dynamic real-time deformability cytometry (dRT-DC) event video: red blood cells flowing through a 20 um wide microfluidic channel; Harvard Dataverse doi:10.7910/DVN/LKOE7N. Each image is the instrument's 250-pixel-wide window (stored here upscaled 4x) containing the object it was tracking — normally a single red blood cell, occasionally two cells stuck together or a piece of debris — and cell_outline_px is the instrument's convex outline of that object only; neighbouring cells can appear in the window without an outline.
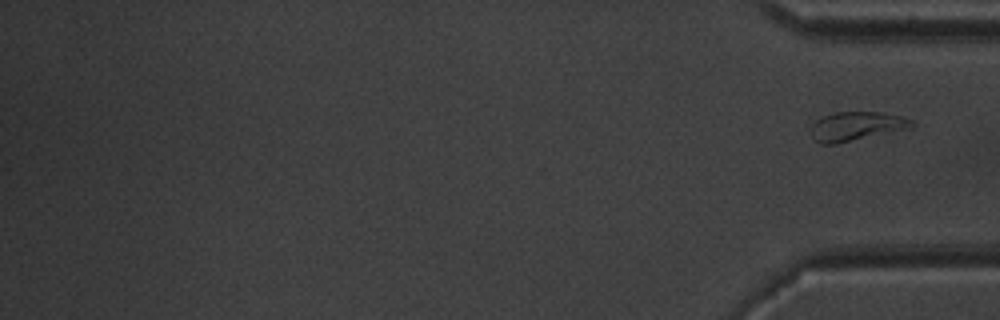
{"species": "common noctule bat (a hibernating species)", "species_latin": "Nyctalus noctula", "temperature_condition": "warm", "stored_images_in_passage": 49, "segment_of_instrument_passage": [2, 2], "camera_frame_rate_fps": 3000, "um_per_image_px": 0.085, "animal": {"sex": "male", "body_mass_g": 20.1, "forearm_length_mm": 53.5}, "frame": {"image": 1, "passage_image": 49, "time_ms": 16.0, "image_size_px": [1000, 320], "cell_outline_px": [[916, 124], [912, 128], [836, 144], [820, 144], [808, 132], [812, 124], [816, 120], [824, 116], [836, 112], [880, 112], [900, 116], [912, 120]], "centroid_in_image_um": [72.78, 10.74], "position_along_channel_um": 362.4, "area_um2": 17.17}}